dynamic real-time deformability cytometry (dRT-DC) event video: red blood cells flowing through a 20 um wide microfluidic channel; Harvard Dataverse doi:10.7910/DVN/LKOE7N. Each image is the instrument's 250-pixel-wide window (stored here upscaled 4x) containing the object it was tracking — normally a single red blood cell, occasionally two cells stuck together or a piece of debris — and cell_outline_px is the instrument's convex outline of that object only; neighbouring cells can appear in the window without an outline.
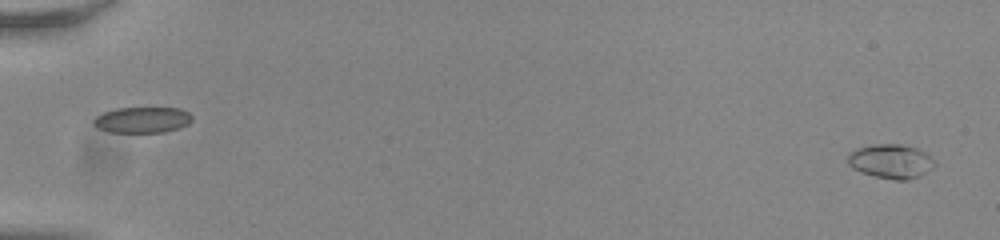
{"species": "common noctule bat (a hibernating species)", "species_latin": "Nyctalus noctula", "temperature_condition": "room temperature", "stored_images_in_passage": 55, "camera_frame_rate_fps": 3000, "um_per_image_px": 0.085, "animal": {"sex": "male", "body_mass_g": 20.0, "forearm_length_mm": 53.3}, "frame": {"image": 1, "passage_image": 2, "time_ms": 0.333, "image_size_px": [1000, 240], "cell_outline_px": [[936, 164], [932, 168], [908, 180], [896, 180], [872, 176], [860, 172], [852, 168], [848, 164], [848, 152], [856, 148], [872, 144], [900, 144], [916, 148], [924, 152]], "centroid_in_image_um": [75.65, 13.7], "position_along_channel_um": 9.4, "area_um2": 17.22}}
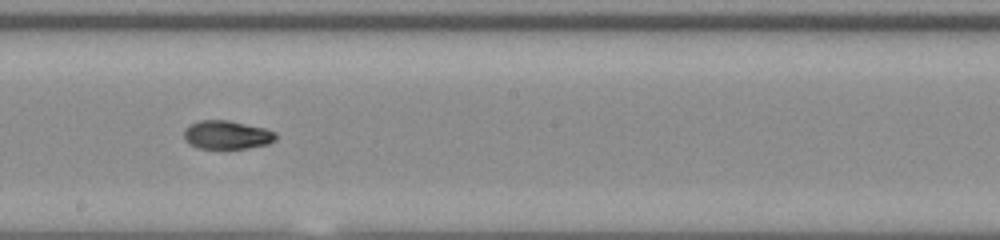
{"frame": {"image": 2, "passage_image": 33, "time_ms": 10.667, "image_size_px": [1000, 240], "cell_outline_px": [[276, 140], [268, 144], [248, 148], [196, 148], [188, 144], [184, 140], [184, 128], [200, 120], [228, 120], [264, 128], [276, 132]], "centroid_in_image_um": [19.27, 11.47], "position_along_channel_um": 228.9, "area_um2": 15.32}}
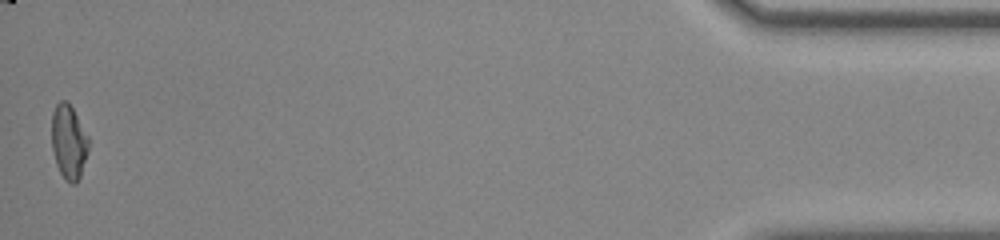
{"frame": {"image": 3, "passage_image": 55, "time_ms": 18.0, "image_size_px": [1000, 240], "cell_outline_px": [[88, 152], [80, 176], [76, 184], [72, 184], [64, 180], [56, 164], [52, 148], [52, 112], [56, 104], [60, 100], [68, 100], [88, 136]], "centroid_in_image_um": [5.83, 12.06], "position_along_channel_um": 429.4, "area_um2": 16.07}, "authors_computed_cell_mechanics": {"area_um2": 15.7794, "velocity_mm_per_s": 3.8479, "shape_relaxation_time_tau1_ms": 8.8379, "shape_relaxation_time_tau2_ms": 3.192, "deformation_change_tau1": 0.2301, "deformation_change_tau2": 0.0547}}